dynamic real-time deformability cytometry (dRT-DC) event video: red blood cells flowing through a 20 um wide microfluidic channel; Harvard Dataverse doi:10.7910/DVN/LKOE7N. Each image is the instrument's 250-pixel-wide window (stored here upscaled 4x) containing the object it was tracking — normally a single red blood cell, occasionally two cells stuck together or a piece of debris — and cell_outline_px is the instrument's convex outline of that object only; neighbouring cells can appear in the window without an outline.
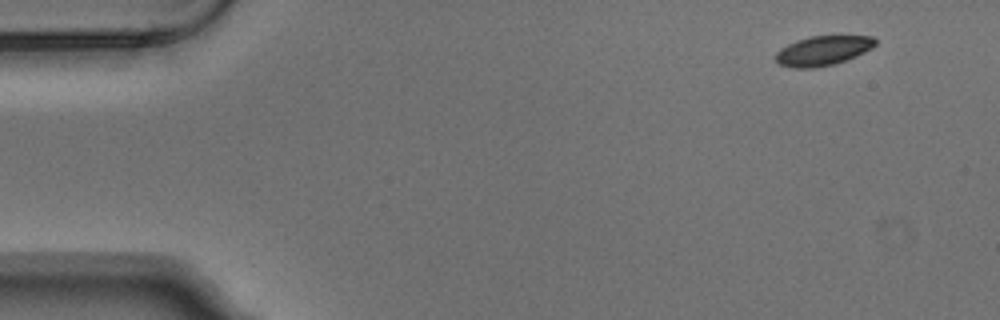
{"species": "Egyptian fruit bat (a non-hibernating species)", "species_latin": "Rousettus aegyptiacus", "temperature_condition": "warm", "stored_images_in_passage": 5, "camera_frame_rate_fps": 3000, "um_per_image_px": 0.085, "animal": {"sex": "male"}, "frame": {"image": 1, "passage_image": 1, "time_ms": 0.0, "image_size_px": [1000, 320], "cell_outline_px": [[876, 44], [872, 48], [856, 56], [836, 64], [812, 68], [796, 68], [780, 64], [776, 60], [776, 52], [780, 48], [796, 40], [812, 36], [872, 36], [876, 40]], "centroid_in_image_um": [69.96, 4.3], "position_along_channel_um": 15.0, "area_um2": 17.11}}
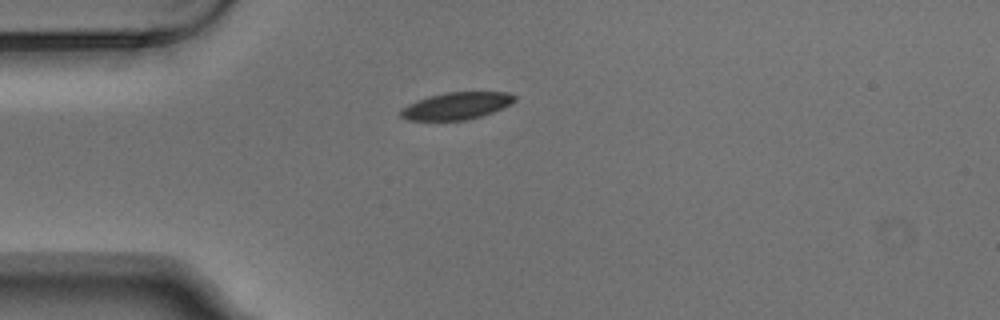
{"frame": {"image": 2, "passage_image": 3, "time_ms": 0.667, "image_size_px": [1000, 320], "cell_outline_px": [[516, 100], [512, 104], [492, 112], [468, 120], [408, 120], [400, 116], [400, 108], [408, 104], [428, 96], [448, 92], [508, 92], [516, 96]], "centroid_in_image_um": [38.8, 8.99], "position_along_channel_um": 46.2, "area_um2": 18.03}}
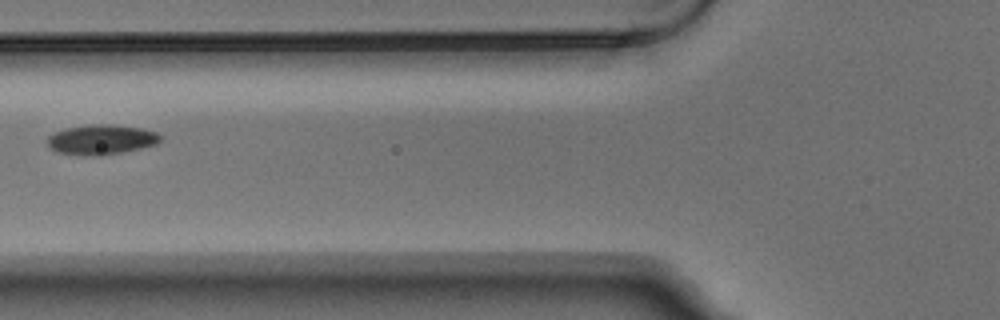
{"frame": {"image": 3, "passage_image": 5, "time_ms": 1.333, "image_size_px": [1000, 320], "cell_outline_px": [[160, 140], [156, 144], [140, 148], [100, 156], [84, 156], [56, 152], [48, 148], [44, 140], [48, 136], [64, 128], [88, 124], [108, 124], [140, 128], [156, 132], [160, 136]], "centroid_in_image_um": [8.51, 11.87], "position_along_channel_um": 117.3, "area_um2": 19.88}}